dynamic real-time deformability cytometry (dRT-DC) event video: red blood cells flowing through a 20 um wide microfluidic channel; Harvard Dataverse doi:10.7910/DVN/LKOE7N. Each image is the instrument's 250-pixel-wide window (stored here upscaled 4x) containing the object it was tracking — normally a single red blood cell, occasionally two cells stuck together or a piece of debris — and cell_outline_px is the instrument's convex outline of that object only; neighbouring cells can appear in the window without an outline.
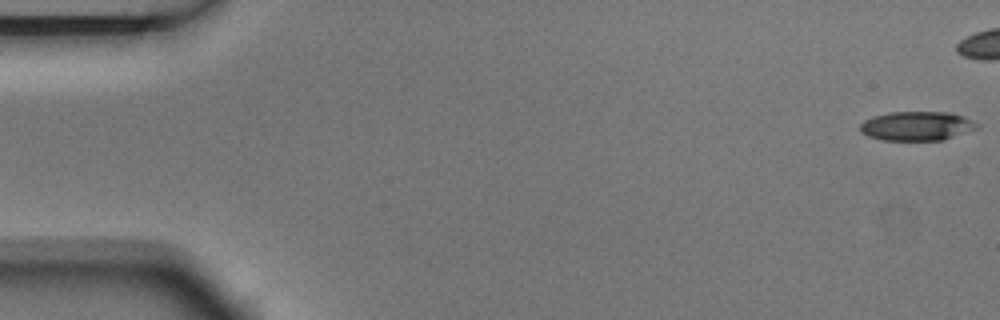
{"species": "Egyptian fruit bat (a non-hibernating species)", "species_latin": "Rousettus aegyptiacus", "temperature_condition": "room temperature", "stored_images_in_passage": 7, "camera_frame_rate_fps": 3000, "um_per_image_px": 0.085, "animal": {"sex": "male"}, "frame": {"image": 1, "passage_image": 1, "time_ms": 0.0, "image_size_px": [1000, 320], "cell_outline_px": [[980, 128], [944, 140], [880, 140], [868, 136], [860, 132], [860, 124], [864, 120], [872, 116], [888, 112], [952, 112], [964, 116], [980, 124]], "centroid_in_image_um": [77.95, 10.71], "position_along_channel_um": 7.0, "area_um2": 20.23}}
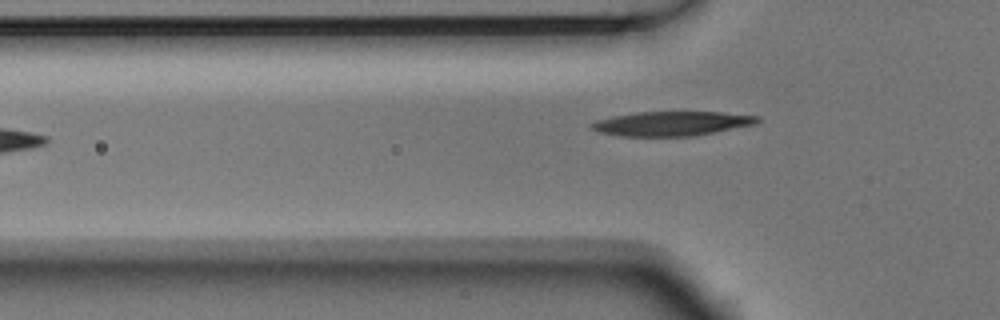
{"frame": {"image": 2, "passage_image": 7, "time_ms": 2.0, "image_size_px": [1000, 320], "cell_outline_px": [[760, 120], [756, 124], [696, 136], [620, 136], [600, 132], [592, 128], [588, 124], [596, 120], [612, 116], [636, 112], [720, 112], [760, 116]], "centroid_in_image_um": [57.11, 10.5], "position_along_channel_um": 68.7, "area_um2": 23.7}}